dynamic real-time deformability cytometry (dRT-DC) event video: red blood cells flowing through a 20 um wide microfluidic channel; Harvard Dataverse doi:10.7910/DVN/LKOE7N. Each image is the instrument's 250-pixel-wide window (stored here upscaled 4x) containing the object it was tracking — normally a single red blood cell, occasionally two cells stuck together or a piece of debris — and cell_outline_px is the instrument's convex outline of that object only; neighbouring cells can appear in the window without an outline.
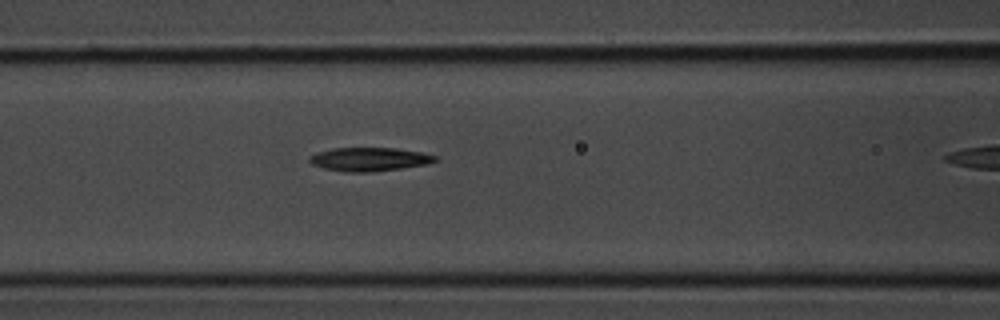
{"species": "common noctule bat (a hibernating species)", "species_latin": "Nyctalus noctula", "temperature_condition": "room temperature", "stored_images_in_passage": 10, "camera_frame_rate_fps": 3000, "um_per_image_px": 0.085, "animal": {"sex": "male", "body_mass_g": 20.1, "forearm_length_mm": 53.5}, "frame": {"image": 1, "passage_image": 7, "time_ms": 2.0, "image_size_px": [1000, 320], "cell_outline_px": [[436, 160], [428, 164], [372, 172], [344, 172], [324, 168], [312, 164], [308, 160], [308, 156], [316, 152], [332, 148], [396, 148], [420, 152], [436, 156]], "centroid_in_image_um": [31.34, 13.53], "position_along_channel_um": 135.3, "area_um2": 17.28}}
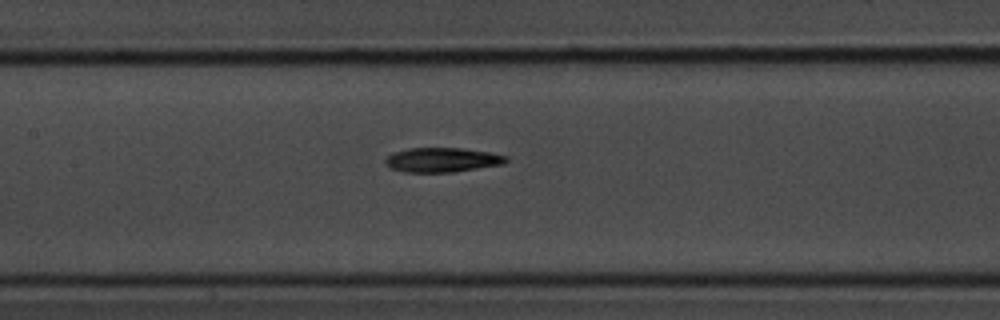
{"frame": {"image": 2, "passage_image": 9, "time_ms": 2.667, "image_size_px": [1000, 320], "cell_outline_px": [[508, 160], [504, 164], [452, 172], [404, 172], [392, 168], [384, 164], [384, 160], [392, 152], [408, 148], [460, 148], [492, 152], [508, 156]], "centroid_in_image_um": [37.59, 13.58], "position_along_channel_um": 169.8, "area_um2": 17.34}}